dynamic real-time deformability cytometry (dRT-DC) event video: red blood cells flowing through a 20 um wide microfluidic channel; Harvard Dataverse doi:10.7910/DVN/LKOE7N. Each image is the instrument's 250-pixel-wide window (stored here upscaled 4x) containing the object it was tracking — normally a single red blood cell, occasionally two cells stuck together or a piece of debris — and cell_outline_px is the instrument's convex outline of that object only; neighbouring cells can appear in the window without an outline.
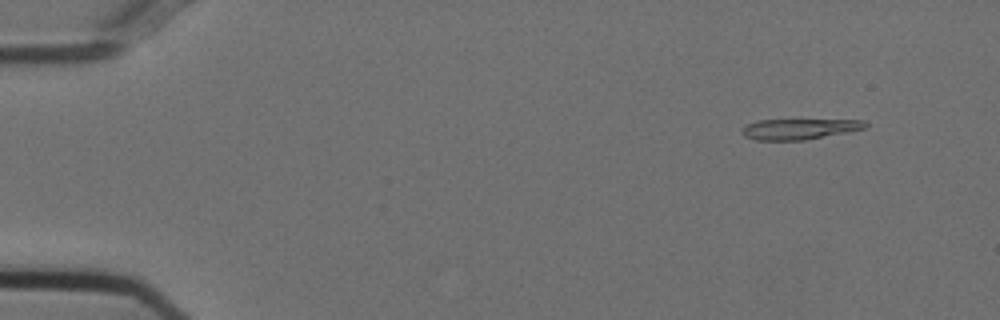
{"species": "Egyptian fruit bat (a non-hibernating species)", "species_latin": "Rousettus aegyptiacus", "temperature_condition": "cold", "stored_images_in_passage": 55, "camera_frame_rate_fps": 3000, "um_per_image_px": 0.085, "animal": {"sex": "female"}, "frame": {"image": 1, "passage_image": 5, "time_ms": 1.333, "image_size_px": [1000, 320], "cell_outline_px": [[868, 128], [848, 132], [804, 140], [756, 140], [744, 136], [740, 132], [748, 124], [756, 120], [864, 120], [868, 124]], "centroid_in_image_um": [67.97, 10.96], "position_along_channel_um": 17.0, "area_um2": 14.8}}
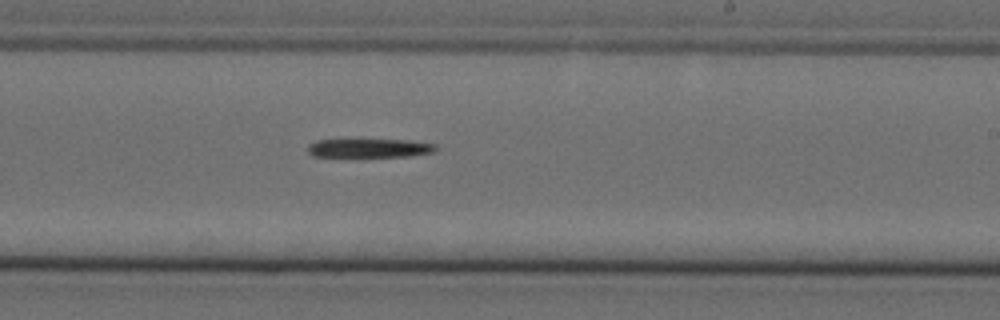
{"frame": {"image": 2, "passage_image": 33, "time_ms": 10.667, "image_size_px": [1000, 320], "cell_outline_px": [[440, 148], [432, 152], [408, 156], [312, 156], [308, 152], [308, 144], [316, 140], [408, 140], [436, 144]], "centroid_in_image_um": [31.42, 12.58], "position_along_channel_um": 257.6, "area_um2": 13.81}}
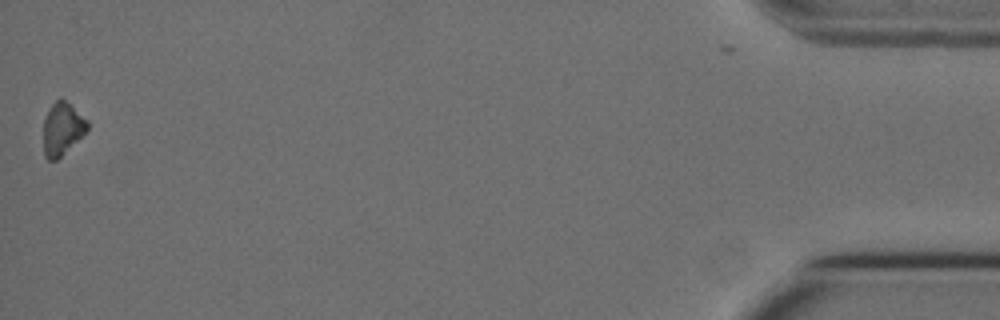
{"frame": {"image": 3, "passage_image": 54, "time_ms": 17.667, "image_size_px": [1000, 320], "cell_outline_px": [[88, 128], [56, 160], [48, 160], [44, 156], [44, 120], [52, 104], [60, 96], [88, 120]], "centroid_in_image_um": [5.27, 10.92], "position_along_channel_um": 429.9, "area_um2": 13.01}}